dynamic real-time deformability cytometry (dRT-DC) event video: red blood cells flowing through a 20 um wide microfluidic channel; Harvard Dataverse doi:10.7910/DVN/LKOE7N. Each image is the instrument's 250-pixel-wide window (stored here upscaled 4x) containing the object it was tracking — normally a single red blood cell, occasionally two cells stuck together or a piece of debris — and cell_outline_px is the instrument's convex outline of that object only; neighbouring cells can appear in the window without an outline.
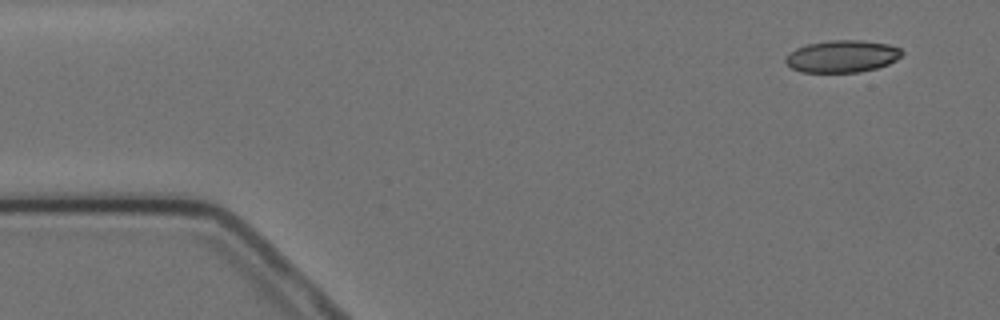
{"species": "Egyptian fruit bat (a non-hibernating species)", "species_latin": "Rousettus aegyptiacus", "temperature_condition": "cold", "stored_images_in_passage": 4, "camera_frame_rate_fps": 3000, "um_per_image_px": 0.085, "animal": {"sex": "female"}, "frame": {"image": 1, "passage_image": 1, "time_ms": 0.0, "image_size_px": [1000, 320], "cell_outline_px": [[904, 52], [896, 60], [888, 64], [876, 68], [856, 72], [800, 72], [792, 68], [784, 60], [796, 48], [808, 44], [828, 40], [860, 40], [888, 44], [900, 48]], "centroid_in_image_um": [71.6, 4.78], "position_along_channel_um": 13.4, "area_um2": 21.62}}
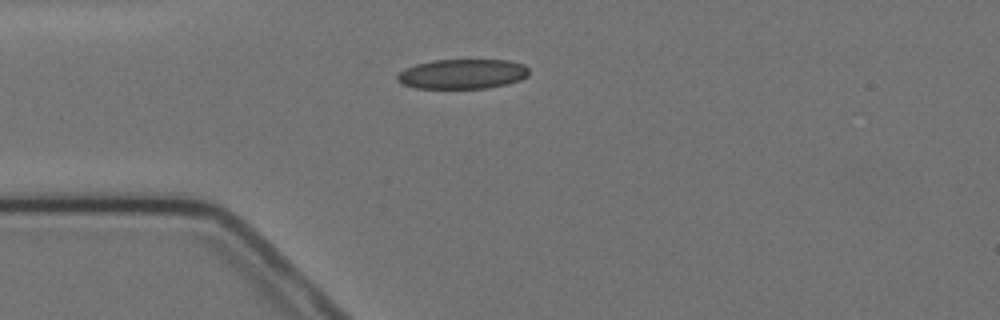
{"frame": {"image": 2, "passage_image": 4, "time_ms": 3.333, "image_size_px": [1000, 320], "cell_outline_px": [[528, 76], [520, 80], [508, 84], [488, 88], [416, 88], [400, 84], [396, 80], [396, 76], [400, 72], [416, 64], [432, 60], [508, 60], [524, 64], [528, 68]], "centroid_in_image_um": [39.31, 6.29], "position_along_channel_um": 45.7, "area_um2": 22.95}}